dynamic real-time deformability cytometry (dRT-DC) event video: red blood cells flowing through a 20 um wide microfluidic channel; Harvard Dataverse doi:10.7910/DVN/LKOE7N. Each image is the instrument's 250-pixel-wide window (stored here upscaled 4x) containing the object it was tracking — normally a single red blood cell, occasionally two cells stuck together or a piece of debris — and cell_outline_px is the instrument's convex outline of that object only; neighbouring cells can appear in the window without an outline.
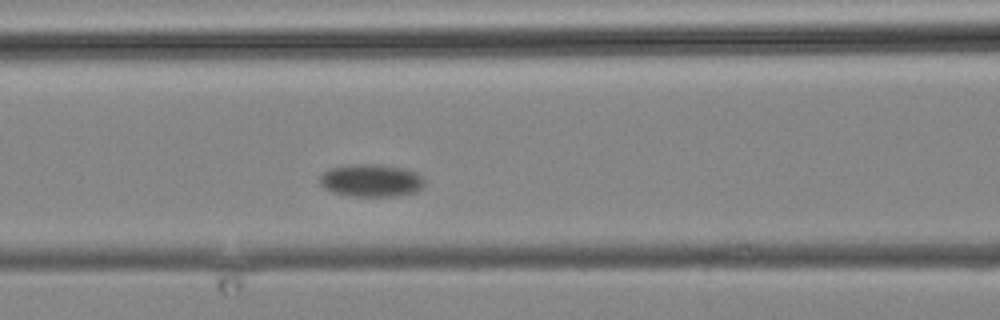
{"species": "common noctule bat (a hibernating species)", "species_latin": "Nyctalus noctula", "temperature_condition": "cold", "stored_images_in_passage": 8, "camera_frame_rate_fps": 3000, "um_per_image_px": 0.085, "animal": {"sex": "male", "body_mass_g": 19.2, "forearm_length_mm": 51.8}, "frame": {"image": 1, "passage_image": 4, "time_ms": 3.333, "image_size_px": [1000, 320], "cell_outline_px": [[424, 184], [416, 192], [400, 196], [352, 196], [332, 192], [324, 188], [320, 184], [320, 176], [328, 168], [356, 164], [372, 164], [404, 168], [416, 172], [424, 180]], "centroid_in_image_um": [31.54, 15.35], "position_along_channel_um": 135.1, "area_um2": 19.88}}
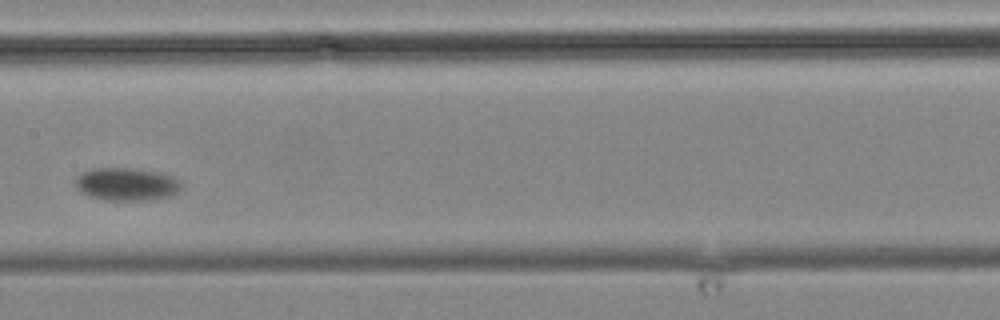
{"frame": {"image": 2, "passage_image": 6, "time_ms": 5.667, "image_size_px": [1000, 320], "cell_outline_px": [[180, 188], [172, 196], [140, 200], [104, 200], [88, 196], [80, 192], [76, 188], [72, 180], [76, 176], [92, 168], [136, 168], [156, 172], [172, 176], [180, 180]], "centroid_in_image_um": [10.68, 15.65], "position_along_channel_um": 196.7, "area_um2": 20.4}}
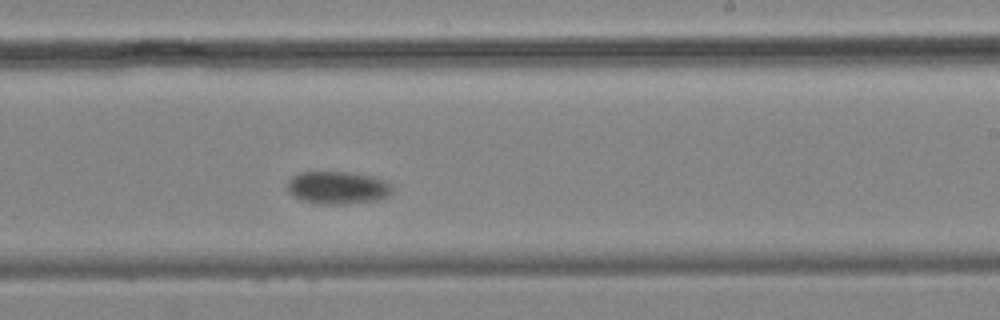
{"frame": {"image": 3, "passage_image": 8, "time_ms": 8.0, "image_size_px": [1000, 320], "cell_outline_px": [[392, 192], [388, 196], [380, 200], [344, 204], [324, 204], [300, 200], [292, 196], [288, 192], [288, 180], [292, 176], [300, 172], [352, 172], [372, 176], [384, 180], [392, 184]], "centroid_in_image_um": [28.71, 15.95], "position_along_channel_um": 260.3, "area_um2": 20.23}}